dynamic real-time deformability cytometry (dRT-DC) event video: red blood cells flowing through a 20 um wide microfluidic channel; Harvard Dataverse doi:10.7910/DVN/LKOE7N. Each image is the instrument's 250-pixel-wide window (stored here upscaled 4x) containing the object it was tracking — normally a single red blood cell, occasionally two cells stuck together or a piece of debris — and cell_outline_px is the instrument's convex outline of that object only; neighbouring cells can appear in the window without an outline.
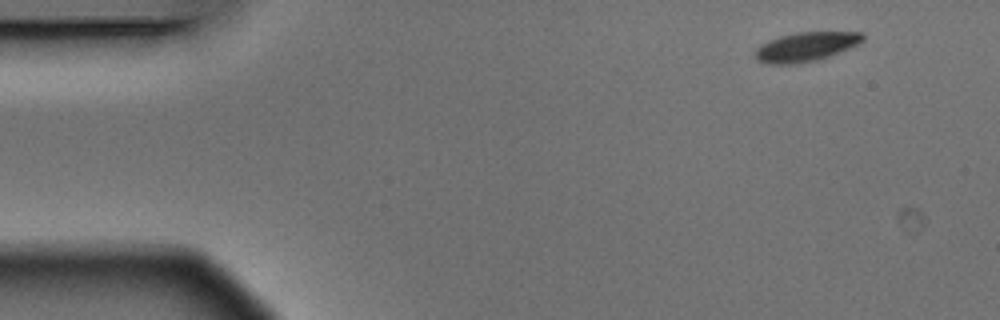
{"species": "Egyptian fruit bat (a non-hibernating species)", "species_latin": "Rousettus aegyptiacus", "temperature_condition": "warm", "stored_images_in_passage": 3, "camera_frame_rate_fps": 3000, "um_per_image_px": 0.085, "animal": {"sex": "male"}, "frame": {"image": 1, "passage_image": 1, "time_ms": 0.0, "image_size_px": [1000, 320], "cell_outline_px": [[864, 40], [848, 48], [828, 56], [816, 60], [792, 64], [768, 64], [756, 60], [756, 48], [760, 44], [768, 40], [780, 36], [800, 32], [864, 32]], "centroid_in_image_um": [68.47, 3.97], "position_along_channel_um": 16.5, "area_um2": 18.09}}
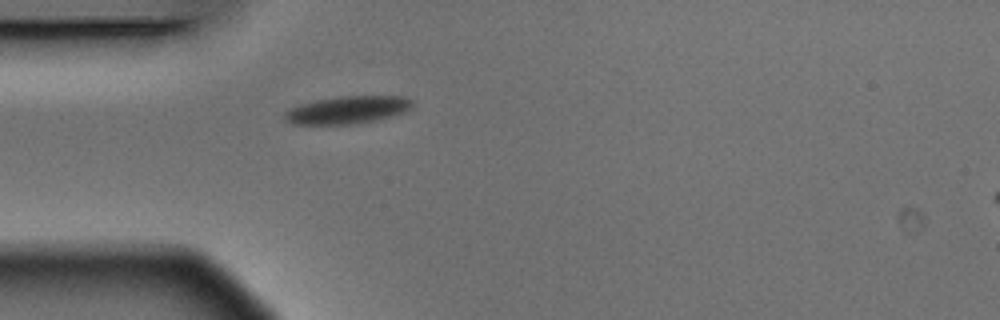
{"frame": {"image": 2, "passage_image": 3, "time_ms": 0.667, "image_size_px": [1000, 320], "cell_outline_px": [[412, 108], [408, 112], [392, 116], [352, 124], [292, 124], [284, 120], [284, 112], [300, 104], [316, 100], [340, 96], [404, 96], [412, 100]], "centroid_in_image_um": [29.56, 9.34], "position_along_channel_um": 55.4, "area_um2": 20.52}}